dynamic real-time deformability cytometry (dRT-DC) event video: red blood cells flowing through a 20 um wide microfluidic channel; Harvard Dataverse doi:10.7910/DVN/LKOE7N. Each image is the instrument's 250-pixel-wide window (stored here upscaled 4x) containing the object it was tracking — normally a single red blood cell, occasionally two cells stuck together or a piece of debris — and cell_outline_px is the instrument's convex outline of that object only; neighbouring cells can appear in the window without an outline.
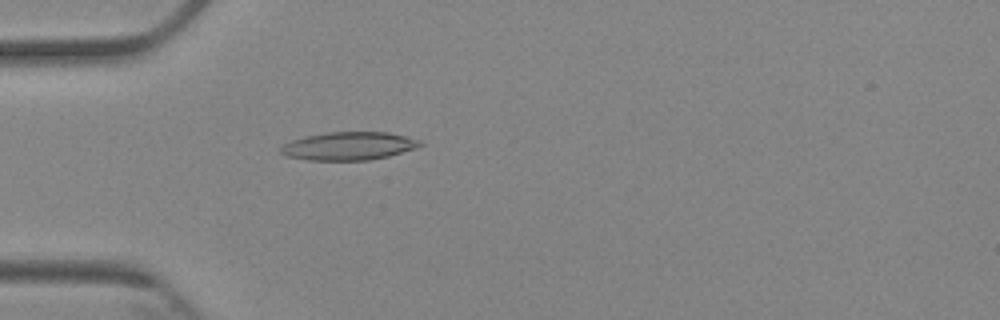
{"species": "Egyptian fruit bat (a non-hibernating species)", "species_latin": "Rousettus aegyptiacus", "temperature_condition": "cold", "stored_images_in_passage": 1, "camera_frame_rate_fps": 3000, "um_per_image_px": 0.085, "animal": {"sex": "female"}, "frame": {"image": 1, "passage_image": 1, "time_ms": 0.0, "image_size_px": [1000, 320], "cell_outline_px": [[424, 144], [416, 148], [388, 156], [368, 160], [308, 160], [288, 156], [280, 152], [280, 148], [284, 144], [292, 140], [304, 136], [328, 132], [388, 132], [420, 140]], "centroid_in_image_um": [29.64, 12.41], "position_along_channel_um": 55.4, "area_um2": 22.72}}